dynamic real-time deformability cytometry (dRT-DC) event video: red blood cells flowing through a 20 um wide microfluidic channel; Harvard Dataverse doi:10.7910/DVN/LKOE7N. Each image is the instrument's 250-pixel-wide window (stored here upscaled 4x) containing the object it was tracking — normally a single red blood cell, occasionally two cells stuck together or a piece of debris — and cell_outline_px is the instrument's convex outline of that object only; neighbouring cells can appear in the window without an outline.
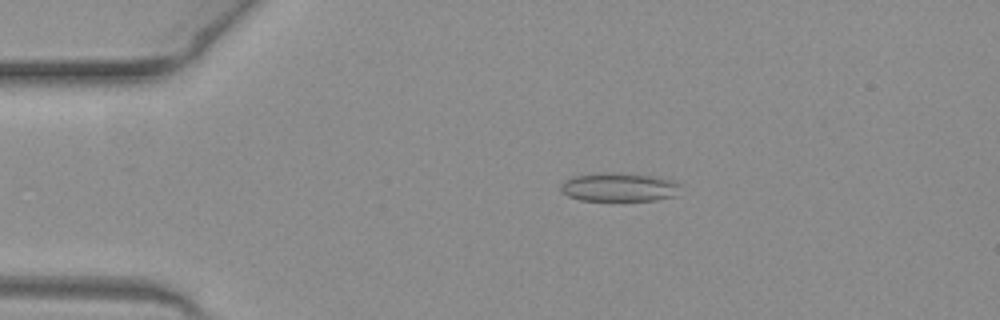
{"species": "common noctule bat (a hibernating species)", "species_latin": "Nyctalus noctula", "temperature_condition": "warm", "stored_images_in_passage": 41, "camera_frame_rate_fps": 3000, "um_per_image_px": 0.085, "animal": {"sex": "female", "body_mass_g": 19.3, "forearm_length_mm": 54.1}, "frame": {"image": 1, "passage_image": 1, "time_ms": 0.0, "image_size_px": [1000, 320], "cell_outline_px": [[680, 184], [672, 196], [656, 200], [580, 200], [568, 196], [560, 188], [560, 184], [564, 180], [572, 176], [604, 172], [612, 172], [656, 176], [672, 180]], "centroid_in_image_um": [52.55, 15.89], "position_along_channel_um": 32.4, "area_um2": 19.83}}
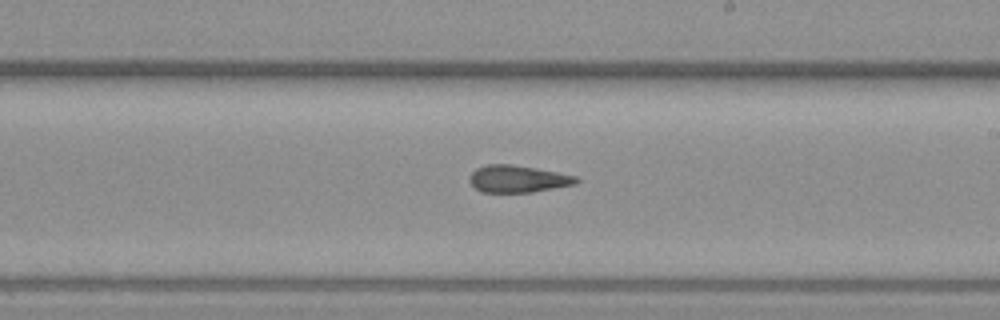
{"frame": {"image": 2, "passage_image": 20, "time_ms": 6.333, "image_size_px": [1000, 320], "cell_outline_px": [[580, 180], [576, 184], [532, 192], [480, 192], [468, 180], [468, 176], [476, 168], [488, 164], [512, 164], [536, 168], [576, 176]], "centroid_in_image_um": [43.99, 15.2], "position_along_channel_um": 245.0, "area_um2": 16.88}}
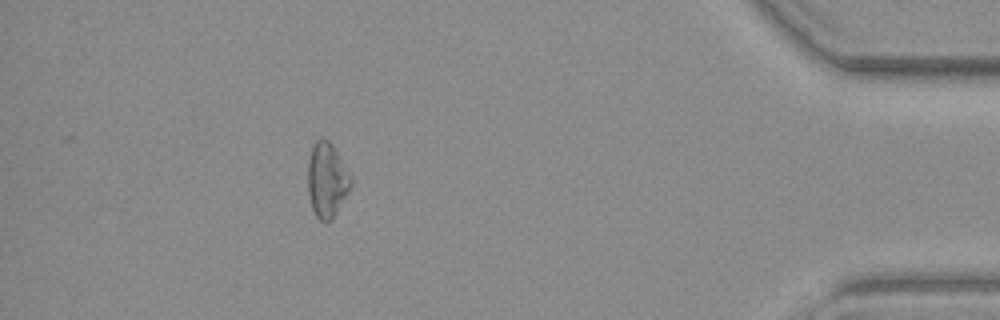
{"frame": {"image": 3, "passage_image": 36, "time_ms": 11.667, "image_size_px": [1000, 320], "cell_outline_px": [[352, 184], [332, 220], [320, 220], [316, 216], [312, 208], [308, 196], [308, 160], [312, 144], [316, 140], [328, 140], [332, 144], [352, 176]], "centroid_in_image_um": [27.78, 15.29], "position_along_channel_um": 407.4, "area_um2": 18.67}, "authors_computed_cell_mechanics": {"area_um2": 17.2822, "velocity_mm_per_s": 4.0842, "shape_relaxation_time_tau1_ms": null, "shape_relaxation_time_tau2_ms": 4.3072, "deformation_change_tau1": null, "deformation_change_tau2": 0.1195}}